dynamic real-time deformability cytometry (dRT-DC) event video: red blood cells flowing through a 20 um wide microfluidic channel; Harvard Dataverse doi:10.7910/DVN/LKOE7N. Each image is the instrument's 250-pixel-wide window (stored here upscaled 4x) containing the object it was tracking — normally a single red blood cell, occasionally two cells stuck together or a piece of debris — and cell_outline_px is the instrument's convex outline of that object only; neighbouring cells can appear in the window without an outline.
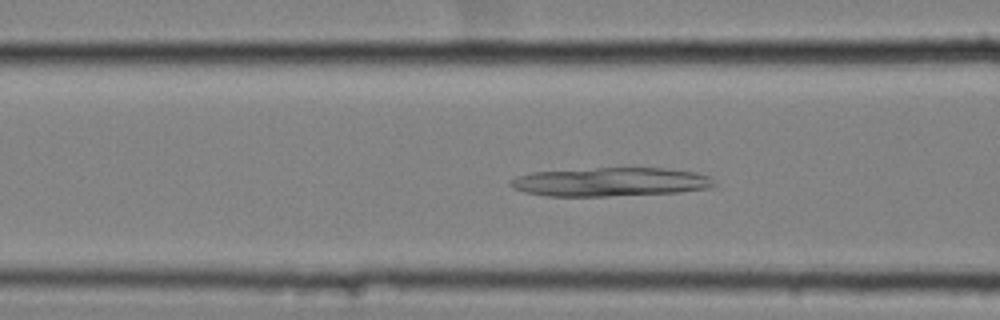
{"species": "common noctule bat (a hibernating species)", "species_latin": "Nyctalus noctula", "temperature_condition": "cold", "stored_images_in_passage": 44, "segment_of_instrument_passage": [1, 2], "camera_frame_rate_fps": 3000, "um_per_image_px": 0.085, "animal": {"sex": "female", "body_mass_g": 25.1}, "frame": {"image": 1, "passage_image": 16, "time_ms": 5.0, "image_size_px": [1000, 320], "cell_outline_px": [[716, 184], [708, 188], [680, 192], [608, 196], [548, 196], [524, 192], [508, 184], [508, 180], [516, 176], [532, 172], [596, 168], [664, 168], [696, 172], [708, 176]], "centroid_in_image_um": [51.86, 15.46], "position_along_channel_um": 114.7, "area_um2": 34.1}}
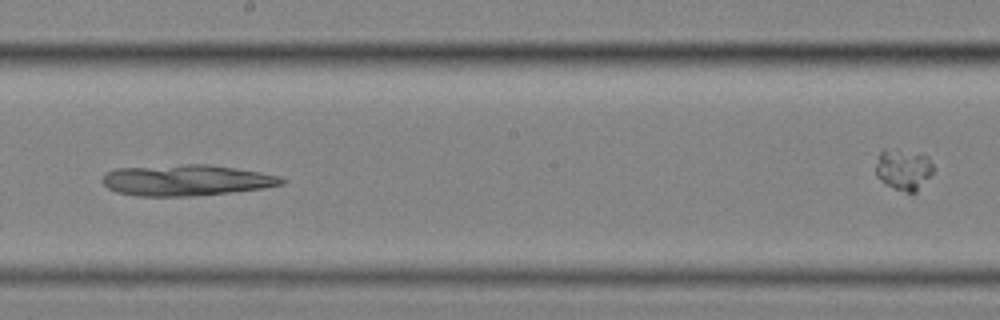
{"frame": {"image": 2, "passage_image": 26, "time_ms": 8.333, "image_size_px": [1000, 320], "cell_outline_px": [[288, 180], [284, 184], [264, 188], [192, 196], [136, 196], [116, 192], [108, 188], [100, 180], [108, 172], [116, 168], [184, 164], [208, 164], [260, 172], [280, 176]], "centroid_in_image_um": [15.84, 15.32], "position_along_channel_um": 232.4, "area_um2": 32.43}}
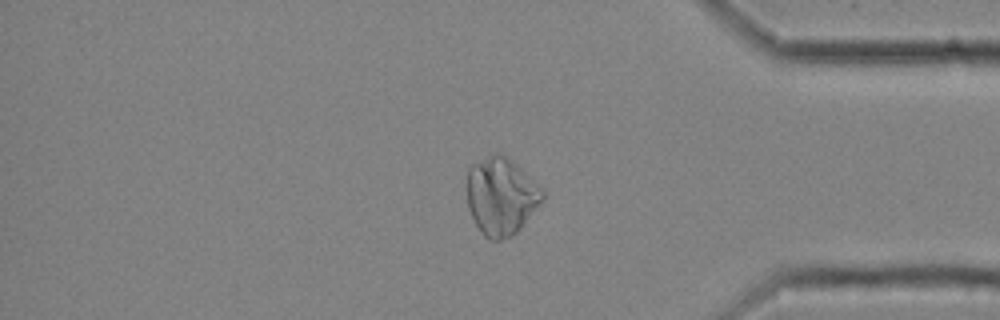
{"frame": {"image": 3, "passage_image": 41, "time_ms": 13.333, "image_size_px": [1000, 320], "cell_outline_px": [[544, 200], [520, 228], [512, 236], [500, 240], [492, 240], [484, 236], [476, 224], [468, 208], [468, 168], [472, 164], [496, 152], [508, 156], [544, 188]], "centroid_in_image_um": [42.63, 16.66], "position_along_channel_um": 392.6, "area_um2": 34.28}}